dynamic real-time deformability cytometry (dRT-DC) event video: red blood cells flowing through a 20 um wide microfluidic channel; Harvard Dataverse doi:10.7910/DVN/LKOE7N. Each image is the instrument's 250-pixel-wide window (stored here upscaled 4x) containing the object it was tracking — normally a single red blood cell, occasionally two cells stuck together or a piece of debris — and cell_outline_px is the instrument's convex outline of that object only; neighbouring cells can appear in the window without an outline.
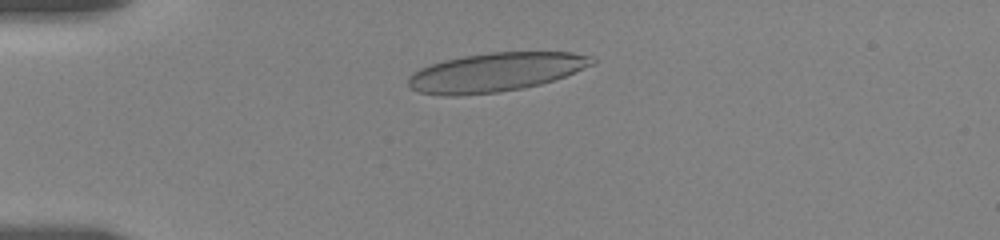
{"species": "human", "species_latin": "Homo sapiens", "temperature_condition": "room temperature", "stored_images_in_passage": 7, "camera_frame_rate_fps": 3000, "um_per_image_px": 0.085, "donor": {"sex": "female"}, "frame": {"image": 1, "passage_image": 4, "time_ms": 2.333, "image_size_px": [1000, 240], "cell_outline_px": [[596, 64], [564, 76], [540, 84], [524, 88], [500, 92], [460, 96], [444, 96], [420, 92], [412, 88], [408, 84], [408, 76], [412, 72], [420, 68], [444, 60], [464, 56], [488, 52], [572, 52], [596, 56]], "centroid_in_image_um": [42.15, 6.13], "position_along_channel_um": 42.8, "area_um2": 41.91}}
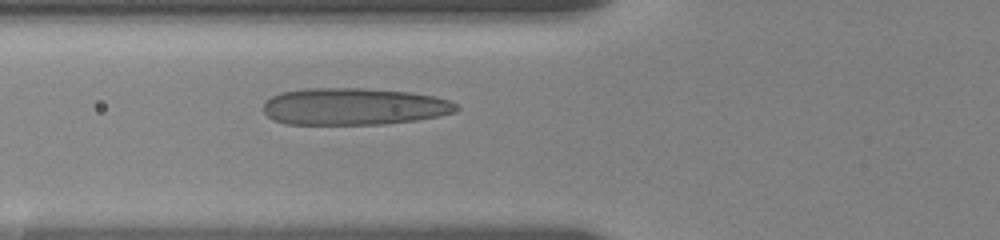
{"frame": {"image": 2, "passage_image": 7, "time_ms": 4.667, "image_size_px": [1000, 240], "cell_outline_px": [[460, 108], [456, 112], [440, 116], [416, 120], [384, 124], [284, 124], [272, 120], [264, 112], [264, 104], [272, 96], [280, 92], [308, 88], [364, 88], [412, 92], [432, 96], [448, 100], [456, 104]], "centroid_in_image_um": [30.09, 9.05], "position_along_channel_um": 95.7, "area_um2": 41.79}}